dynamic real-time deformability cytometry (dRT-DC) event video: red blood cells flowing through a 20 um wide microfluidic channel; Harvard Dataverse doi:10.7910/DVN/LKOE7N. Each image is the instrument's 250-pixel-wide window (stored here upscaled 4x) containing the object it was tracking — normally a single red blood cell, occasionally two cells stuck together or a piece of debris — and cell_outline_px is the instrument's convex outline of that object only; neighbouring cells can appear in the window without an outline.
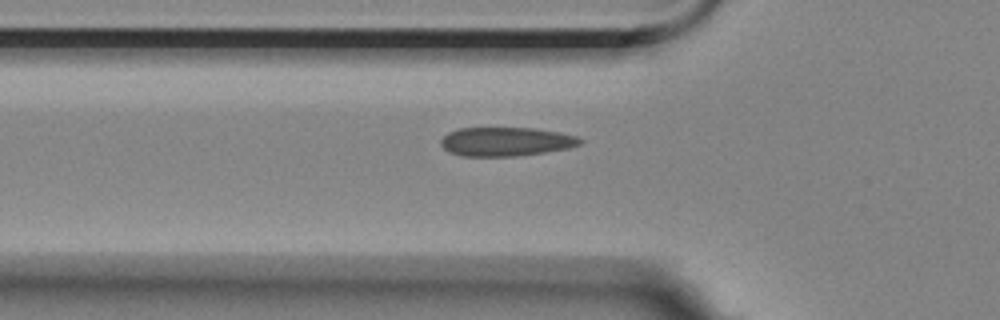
{"species": "Egyptian fruit bat (a non-hibernating species)", "species_latin": "Rousettus aegyptiacus", "temperature_condition": "room temperature", "stored_images_in_passage": 30, "camera_frame_rate_fps": 3000, "um_per_image_px": 0.085, "animal": {"sex": "female"}, "frame": {"image": 1, "passage_image": 5, "time_ms": 1.333, "image_size_px": [1000, 320], "cell_outline_px": [[584, 140], [580, 144], [568, 148], [544, 152], [516, 156], [460, 156], [448, 152], [440, 144], [440, 140], [448, 132], [460, 128], [532, 128], [560, 132], [576, 136]], "centroid_in_image_um": [42.98, 12.04], "position_along_channel_um": 82.8, "area_um2": 23.47}}
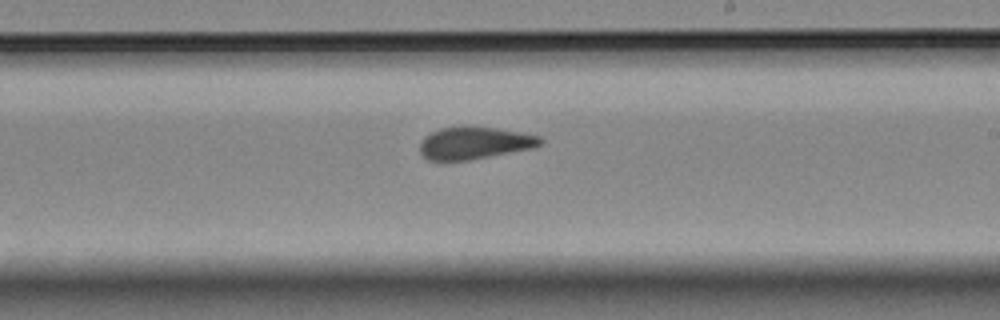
{"frame": {"image": 2, "passage_image": 19, "time_ms": 6.0, "image_size_px": [1000, 320], "cell_outline_px": [[544, 140], [540, 144], [532, 148], [468, 160], [428, 160], [420, 152], [420, 140], [424, 136], [440, 128], [460, 124], [496, 128], [520, 132], [540, 136]], "centroid_in_image_um": [40.29, 12.12], "position_along_channel_um": 248.7, "area_um2": 22.89}}
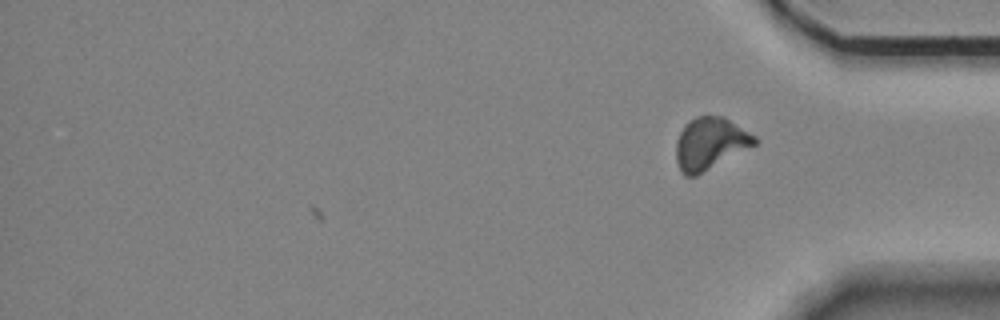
{"frame": {"image": 3, "passage_image": 30, "time_ms": 9.667, "image_size_px": [1000, 320], "cell_outline_px": [[760, 140], [756, 144], [696, 176], [684, 176], [680, 172], [676, 160], [676, 140], [684, 124], [688, 120], [696, 116], [724, 116], [756, 136]], "centroid_in_image_um": [60.34, 12.19], "position_along_channel_um": 374.9, "area_um2": 23.99}, "authors_computed_cell_mechanics": {"area_um2": 23.2067, "velocity_mm_per_s": 3.5401, "shape_relaxation_time_tau1_ms": 6.2166, "shape_relaxation_time_tau2_ms": 1.7581, "deformation_change_tau1": 0.1412, "deformation_change_tau2": 0.0563}}